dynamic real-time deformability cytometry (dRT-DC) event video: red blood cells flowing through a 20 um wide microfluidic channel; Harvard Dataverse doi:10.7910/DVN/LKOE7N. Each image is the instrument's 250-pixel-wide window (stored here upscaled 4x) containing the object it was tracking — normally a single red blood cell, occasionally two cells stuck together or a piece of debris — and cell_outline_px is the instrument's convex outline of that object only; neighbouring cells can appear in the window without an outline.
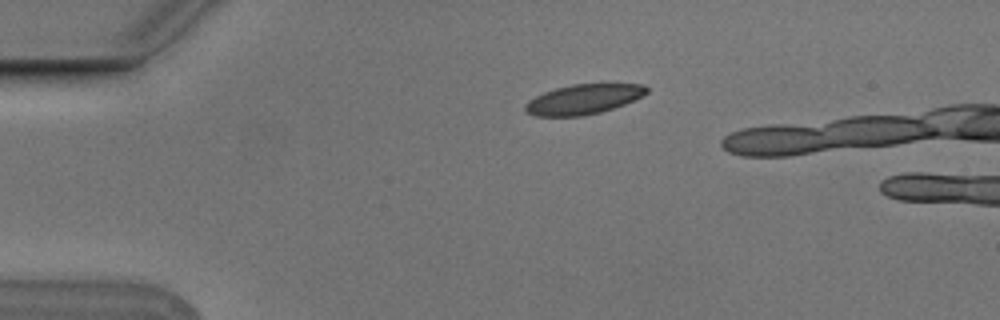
{"species": "Egyptian fruit bat (a non-hibernating species)", "species_latin": "Rousettus aegyptiacus", "temperature_condition": "cold", "stored_images_in_passage": 3, "camera_frame_rate_fps": 3000, "um_per_image_px": 0.085, "animal": {"sex": "male"}, "frame": {"image": 1, "passage_image": 3, "time_ms": 0.667, "image_size_px": [1000, 320], "cell_outline_px": [[648, 92], [624, 104], [600, 112], [580, 116], [536, 116], [528, 112], [524, 108], [524, 104], [528, 100], [544, 92], [556, 88], [572, 84], [644, 84], [648, 88]], "centroid_in_image_um": [49.56, 8.43], "position_along_channel_um": 35.4, "area_um2": 20.87}}